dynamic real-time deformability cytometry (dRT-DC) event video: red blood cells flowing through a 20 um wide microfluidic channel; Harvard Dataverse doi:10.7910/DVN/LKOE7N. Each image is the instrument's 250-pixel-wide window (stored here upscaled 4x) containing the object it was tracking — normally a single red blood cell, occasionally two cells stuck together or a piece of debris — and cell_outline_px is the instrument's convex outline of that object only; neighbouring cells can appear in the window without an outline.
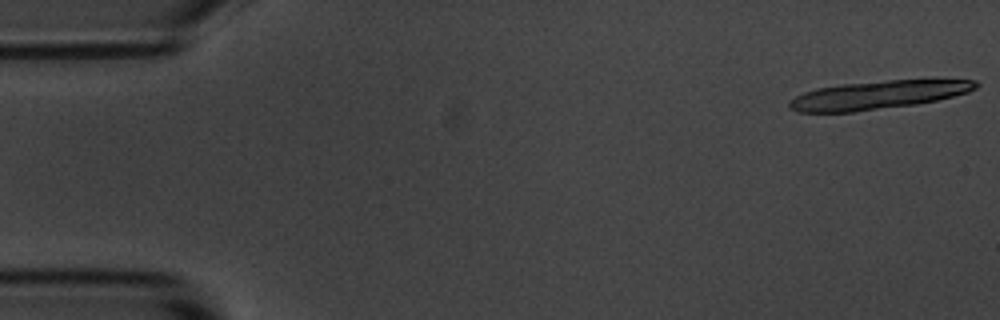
{"species": "common noctule bat (a hibernating species)", "species_latin": "Nyctalus noctula", "temperature_condition": "room temperature", "stored_images_in_passage": 12, "camera_frame_rate_fps": 3000, "um_per_image_px": 0.085, "animal": {"sex": "male", "body_mass_g": 20.1, "forearm_length_mm": 53.5}, "frame": {"image": 1, "passage_image": 1, "time_ms": 0.0, "image_size_px": [1000, 320], "cell_outline_px": [[980, 84], [976, 88], [968, 92], [936, 100], [916, 104], [852, 112], [796, 112], [788, 108], [788, 100], [804, 92], [816, 88], [844, 84], [888, 80], [976, 80]], "centroid_in_image_um": [74.58, 8.08], "position_along_channel_um": 10.4, "area_um2": 30.63}}